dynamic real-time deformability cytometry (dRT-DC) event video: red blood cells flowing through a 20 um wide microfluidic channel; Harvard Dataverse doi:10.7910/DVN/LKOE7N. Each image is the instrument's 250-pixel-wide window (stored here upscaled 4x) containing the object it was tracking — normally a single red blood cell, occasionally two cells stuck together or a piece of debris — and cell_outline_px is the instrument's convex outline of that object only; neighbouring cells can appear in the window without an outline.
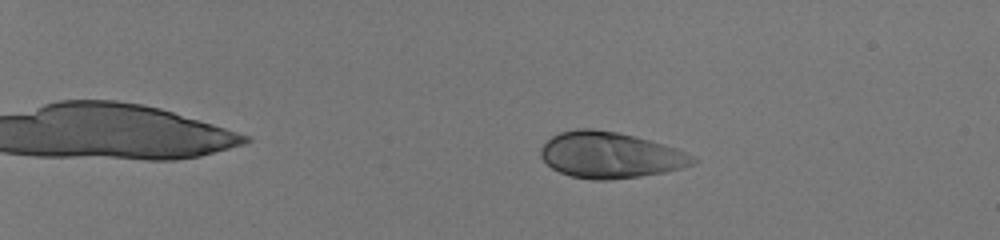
{"species": "human", "species_latin": "Homo sapiens", "temperature_condition": "room temperature", "stored_images_in_passage": 56, "camera_frame_rate_fps": 3000, "um_per_image_px": 0.085, "donor": {"sex": "male"}, "frame": {"image": 1, "passage_image": 13, "time_ms": 4.0, "image_size_px": [1000, 240], "cell_outline_px": [[700, 160], [692, 164], [680, 168], [664, 172], [640, 176], [608, 180], [592, 180], [572, 176], [560, 172], [552, 168], [540, 156], [540, 148], [552, 136], [560, 132], [576, 128], [592, 128], [616, 132], [664, 144], [676, 148], [696, 156]], "centroid_in_image_um": [51.87, 13.18], "position_along_channel_um": 33.1, "area_um2": 40.75}}
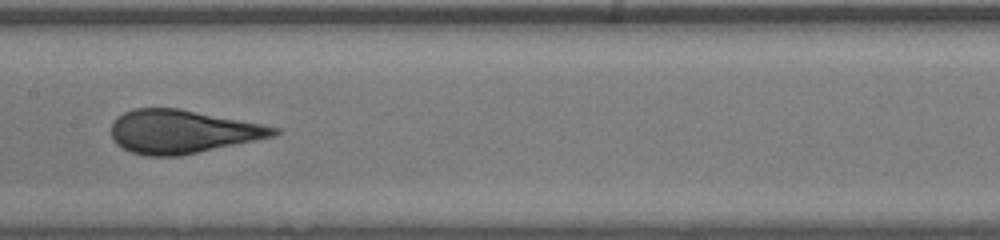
{"frame": {"image": 2, "passage_image": 35, "time_ms": 11.333, "image_size_px": [1000, 240], "cell_outline_px": [[280, 132], [276, 136], [180, 156], [148, 156], [132, 152], [116, 144], [112, 136], [112, 124], [116, 116], [132, 108], [180, 108], [280, 128]], "centroid_in_image_um": [15.48, 11.18], "position_along_channel_um": 191.9, "area_um2": 41.04}}
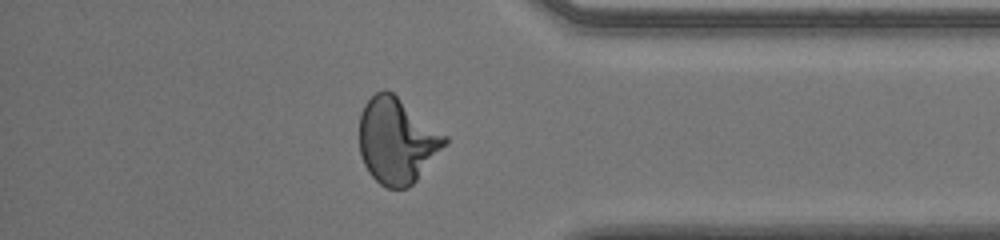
{"frame": {"image": 3, "passage_image": 51, "time_ms": 16.667, "image_size_px": [1000, 240], "cell_outline_px": [[448, 144], [416, 180], [408, 188], [388, 188], [380, 184], [368, 172], [360, 156], [360, 112], [364, 104], [376, 92], [384, 88], [392, 92], [448, 136]], "centroid_in_image_um": [33.75, 11.95], "position_along_channel_um": 401.5, "area_um2": 42.77}, "authors_computed_cell_mechanics": {"area_um2": 41.1536, "velocity_mm_per_s": 4.0596, "shape_relaxation_time_tau1_ms": 6.5668, "shape_relaxation_time_tau2_ms": null, "deformation_change_tau1": 0.2306, "deformation_change_tau2": null}}